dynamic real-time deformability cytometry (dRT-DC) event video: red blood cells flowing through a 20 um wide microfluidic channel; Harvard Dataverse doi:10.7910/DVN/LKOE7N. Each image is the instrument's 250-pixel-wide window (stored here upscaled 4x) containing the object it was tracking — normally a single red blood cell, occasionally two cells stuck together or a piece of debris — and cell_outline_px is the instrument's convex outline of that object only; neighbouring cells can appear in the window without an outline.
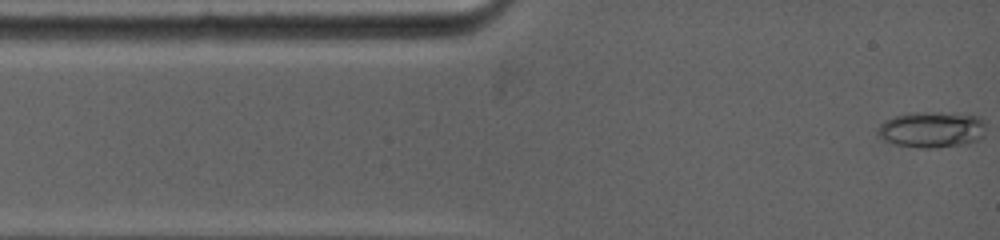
{"species": "common noctule bat (a hibernating species)", "species_latin": "Nyctalus noctula", "temperature_condition": "warm", "stored_images_in_passage": 62, "camera_frame_rate_fps": 5000, "um_per_image_px": 0.085, "animal": {"sex": "female", "body_mass_g": 19.0, "forearm_length_mm": 53.3}, "frame": {"image": 1, "passage_image": 1, "time_ms": 0.0, "image_size_px": [1000, 240], "cell_outline_px": [[984, 136], [968, 144], [936, 148], [916, 148], [892, 144], [884, 140], [876, 132], [876, 128], [884, 120], [892, 116], [908, 112], [936, 112], [980, 116], [984, 120]], "centroid_in_image_um": [79.16, 11.02], "position_along_channel_um": 5.8, "area_um2": 23.24}}
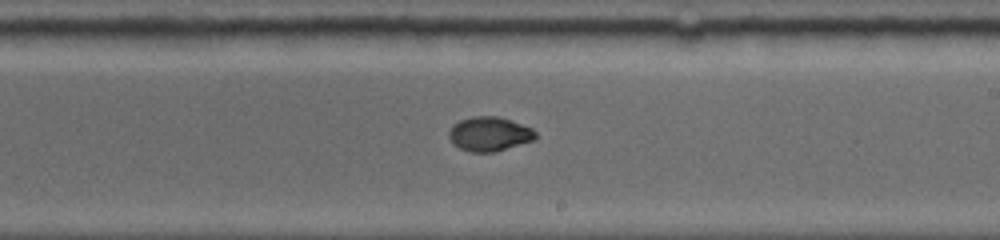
{"frame": {"image": 2, "passage_image": 39, "time_ms": 7.4, "image_size_px": [1000, 240], "cell_outline_px": [[536, 136], [532, 140], [496, 152], [468, 152], [452, 144], [448, 136], [448, 132], [452, 124], [460, 120], [476, 116], [496, 116], [532, 128], [536, 132]], "centroid_in_image_um": [41.54, 11.4], "position_along_channel_um": 247.5, "area_um2": 17.22}}
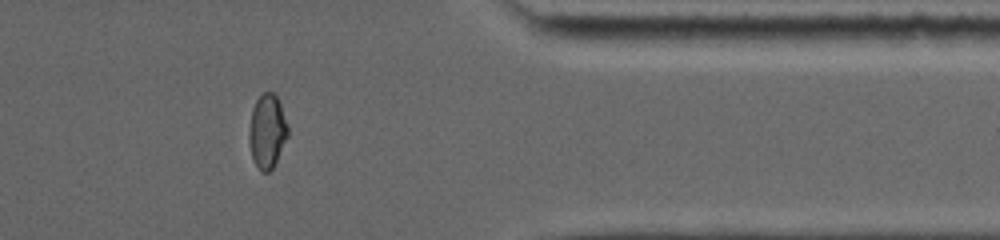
{"frame": {"image": 3, "passage_image": 58, "time_ms": 11.4, "image_size_px": [1000, 240], "cell_outline_px": [[288, 136], [272, 168], [268, 172], [260, 172], [252, 156], [248, 140], [248, 132], [252, 108], [256, 100], [264, 92], [272, 92], [276, 96], [280, 104], [288, 124]], "centroid_in_image_um": [22.7, 11.14], "position_along_channel_um": 388.7, "area_um2": 16.65}, "authors_computed_cell_mechanics": {"area_um2": 17.2244, "velocity_mm_per_s": 3.9523, "shape_relaxation_time_tau1_ms": 10.5208, "shape_relaxation_time_tau2_ms": 0.7689, "deformation_change_tau1": 0.292, "deformation_change_tau2": 0.0323}}